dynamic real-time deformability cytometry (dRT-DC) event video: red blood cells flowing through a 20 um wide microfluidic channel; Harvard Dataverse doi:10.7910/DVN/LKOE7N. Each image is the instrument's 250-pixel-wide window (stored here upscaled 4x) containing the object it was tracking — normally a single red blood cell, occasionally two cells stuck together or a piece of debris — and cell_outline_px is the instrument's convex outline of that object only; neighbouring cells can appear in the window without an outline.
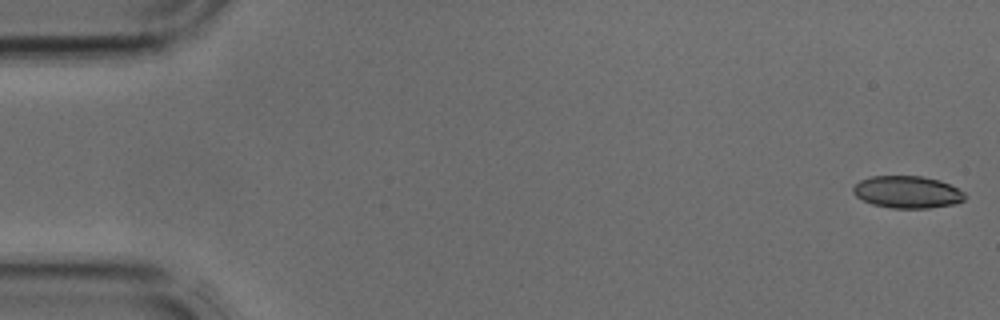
{"species": "common noctule bat (a hibernating species)", "species_latin": "Nyctalus noctula", "temperature_condition": "cold", "stored_images_in_passage": 13, "camera_frame_rate_fps": 3000, "um_per_image_px": 0.085, "animal": {"sex": "male", "body_mass_g": 17.9, "forearm_length_mm": 54.2}, "frame": {"image": 1, "passage_image": 1, "time_ms": 0.0, "image_size_px": [1000, 320], "cell_outline_px": [[964, 200], [956, 204], [928, 208], [892, 208], [872, 204], [856, 196], [852, 192], [852, 188], [860, 180], [872, 176], [924, 176], [940, 180], [964, 192]], "centroid_in_image_um": [77.11, 16.32], "position_along_channel_um": 7.9, "area_um2": 20.92}}
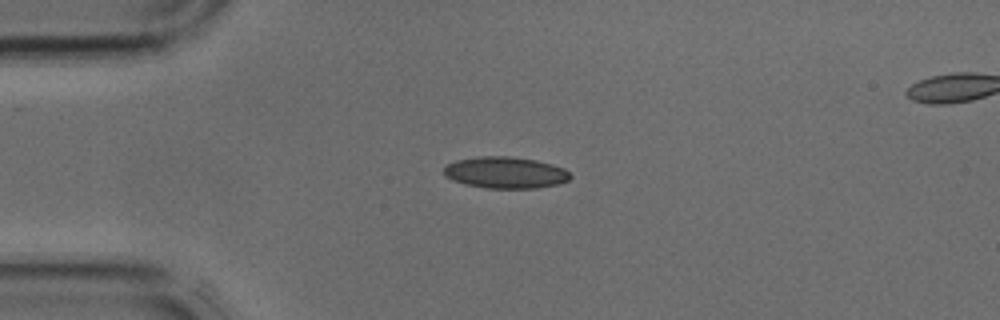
{"frame": {"image": 2, "passage_image": 10, "time_ms": 3.0, "image_size_px": [1000, 320], "cell_outline_px": [[572, 176], [568, 180], [556, 184], [536, 188], [488, 188], [464, 184], [452, 180], [444, 176], [444, 168], [448, 164], [456, 160], [480, 156], [508, 156], [536, 160], [552, 164], [564, 168]], "centroid_in_image_um": [42.94, 14.66], "position_along_channel_um": 42.1, "area_um2": 23.18}}